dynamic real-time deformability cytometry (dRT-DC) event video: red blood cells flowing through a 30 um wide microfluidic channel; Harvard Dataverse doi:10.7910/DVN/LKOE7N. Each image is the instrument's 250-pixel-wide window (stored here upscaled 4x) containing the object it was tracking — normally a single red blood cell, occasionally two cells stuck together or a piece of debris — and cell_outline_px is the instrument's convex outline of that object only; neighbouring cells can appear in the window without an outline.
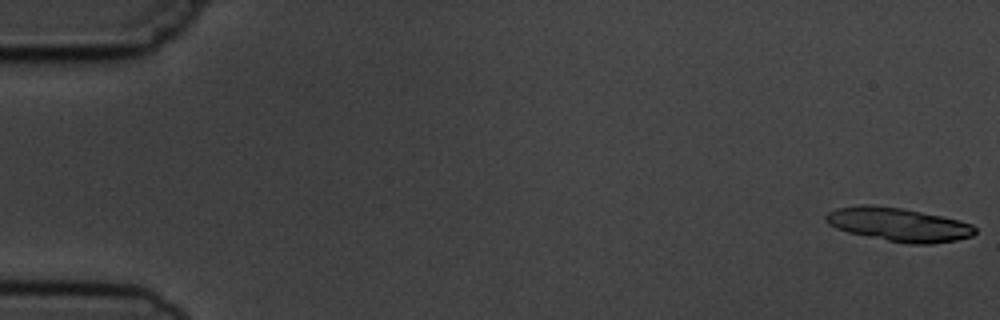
{"species": "common noctule bat (a hibernating species)", "species_latin": "Nyctalus noctula", "temperature_condition": "cold", "stored_images_in_passage": 6, "segment_of_instrument_passage": [1, 2], "camera_frame_rate_fps": 3000, "um_per_image_px": 0.085, "animal": {"sex": "male", "body_mass_g": 19.5, "forearm_length_mm": 54.6}, "frame": {"image": 1, "passage_image": 1, "time_ms": 0.0, "image_size_px": [1000, 320], "cell_outline_px": [[976, 232], [972, 236], [956, 240], [932, 244], [908, 244], [848, 232], [836, 228], [828, 224], [824, 220], [824, 216], [828, 212], [836, 208], [860, 204], [872, 204], [900, 208], [960, 220], [972, 224], [976, 228]], "centroid_in_image_um": [76.36, 19.08], "position_along_channel_um": 8.6, "area_um2": 29.19}}